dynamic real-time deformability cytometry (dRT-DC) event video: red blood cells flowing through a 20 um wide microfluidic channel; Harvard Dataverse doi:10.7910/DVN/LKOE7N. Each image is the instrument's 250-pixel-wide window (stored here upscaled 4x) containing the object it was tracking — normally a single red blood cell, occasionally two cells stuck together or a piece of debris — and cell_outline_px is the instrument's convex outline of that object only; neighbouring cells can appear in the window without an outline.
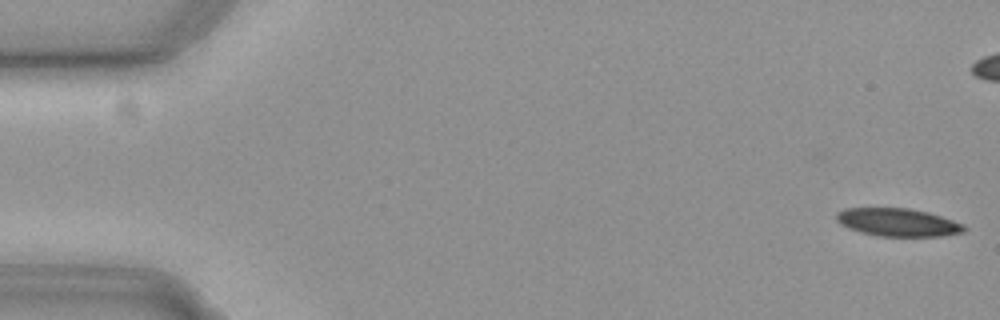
{"species": "common noctule bat (a hibernating species)", "species_latin": "Nyctalus noctula", "temperature_condition": "cold", "stored_images_in_passage": 7, "camera_frame_rate_fps": 3000, "um_per_image_px": 0.085, "animal": {"sex": "female", "body_mass_g": 19.3, "forearm_length_mm": 54.1}, "frame": {"image": 1, "passage_image": 1, "time_ms": 0.0, "image_size_px": [1000, 320], "cell_outline_px": [[968, 228], [964, 232], [944, 236], [880, 236], [860, 232], [848, 228], [840, 224], [836, 220], [836, 212], [844, 208], [908, 208], [928, 212], [964, 224]], "centroid_in_image_um": [76.31, 18.9], "position_along_channel_um": 8.7, "area_um2": 20.92}}